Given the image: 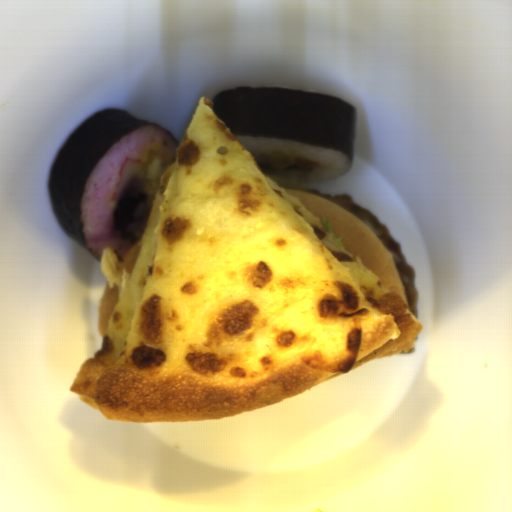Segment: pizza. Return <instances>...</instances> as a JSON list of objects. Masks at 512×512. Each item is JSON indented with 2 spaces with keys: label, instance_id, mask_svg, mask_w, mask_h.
<instances>
[{
  "label": "pizza",
  "instance_id": "pizza-1",
  "mask_svg": "<svg viewBox=\"0 0 512 512\" xmlns=\"http://www.w3.org/2000/svg\"><path fill=\"white\" fill-rule=\"evenodd\" d=\"M101 350L70 390L109 420L182 423L260 410L378 358L423 324L201 97L161 176Z\"/></svg>",
  "mask_w": 512,
  "mask_h": 512
}]
</instances>
